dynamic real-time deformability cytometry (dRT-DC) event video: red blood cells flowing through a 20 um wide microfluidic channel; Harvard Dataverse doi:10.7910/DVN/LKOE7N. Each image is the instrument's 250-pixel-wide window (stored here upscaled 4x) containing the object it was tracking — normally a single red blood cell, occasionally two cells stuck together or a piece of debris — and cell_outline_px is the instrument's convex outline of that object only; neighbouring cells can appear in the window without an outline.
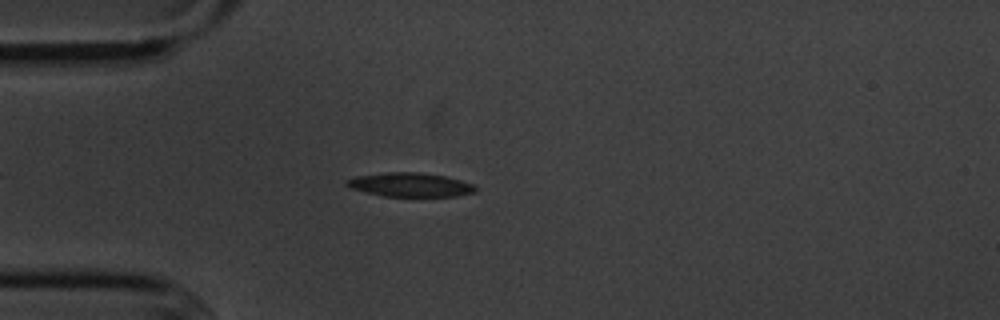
{"species": "common noctule bat (a hibernating species)", "species_latin": "Nyctalus noctula", "temperature_condition": "cold", "stored_images_in_passage": 47, "camera_frame_rate_fps": 3000, "um_per_image_px": 0.085, "animal": {"sex": "male", "body_mass_g": 20.1, "forearm_length_mm": 53.5}, "frame": {"image": 1, "passage_image": 6, "time_ms": 1.667, "image_size_px": [1000, 320], "cell_outline_px": [[476, 192], [456, 196], [384, 196], [352, 188], [344, 184], [344, 180], [356, 176], [388, 172], [416, 172], [444, 176], [460, 180], [472, 184], [476, 188]], "centroid_in_image_um": [34.85, 15.7], "position_along_channel_um": 50.2, "area_um2": 17.74}}
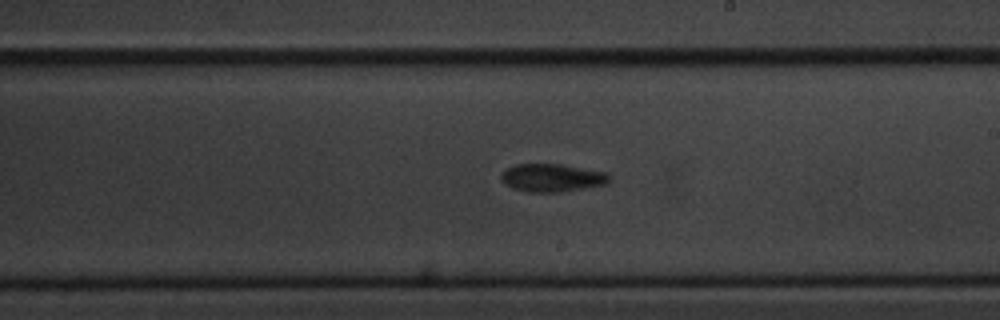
{"frame": {"image": 2, "passage_image": 23, "time_ms": 7.333, "image_size_px": [1000, 320], "cell_outline_px": [[612, 180], [608, 184], [564, 192], [528, 192], [512, 188], [504, 184], [500, 176], [508, 168], [516, 164], [560, 164], [608, 172]], "centroid_in_image_um": [46.99, 15.12], "position_along_channel_um": 242.0, "area_um2": 17.86}}
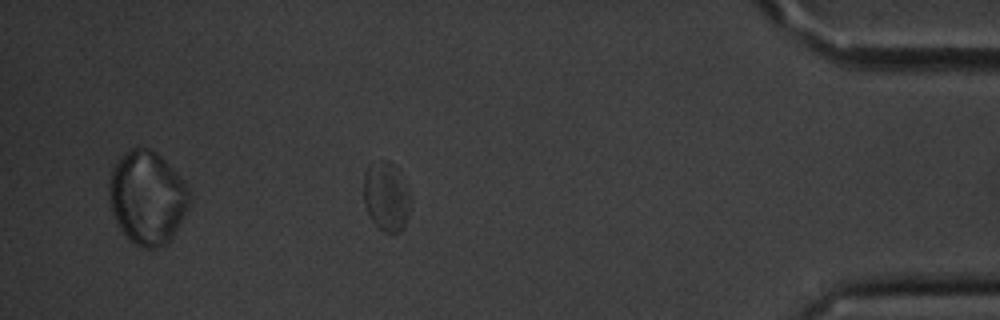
{"frame": {"image": 3, "passage_image": 40, "time_ms": 13.0, "image_size_px": [1000, 320], "cell_outline_px": [[412, 200], [408, 216], [400, 232], [384, 232], [372, 220], [364, 204], [364, 172], [368, 164], [380, 160], [388, 160], [400, 168]], "centroid_in_image_um": [32.85, 16.64], "position_along_channel_um": 402.3, "area_um2": 19.31}, "authors_computed_cell_mechanics": {"area_um2": 17.7446, "velocity_mm_per_s": 3.5808, "shape_relaxation_time_tau1_ms": 5.8112, "shape_relaxation_time_tau2_ms": 9.9804, "deformation_change_tau1": 0.1394, "deformation_change_tau2": 0.1567}}